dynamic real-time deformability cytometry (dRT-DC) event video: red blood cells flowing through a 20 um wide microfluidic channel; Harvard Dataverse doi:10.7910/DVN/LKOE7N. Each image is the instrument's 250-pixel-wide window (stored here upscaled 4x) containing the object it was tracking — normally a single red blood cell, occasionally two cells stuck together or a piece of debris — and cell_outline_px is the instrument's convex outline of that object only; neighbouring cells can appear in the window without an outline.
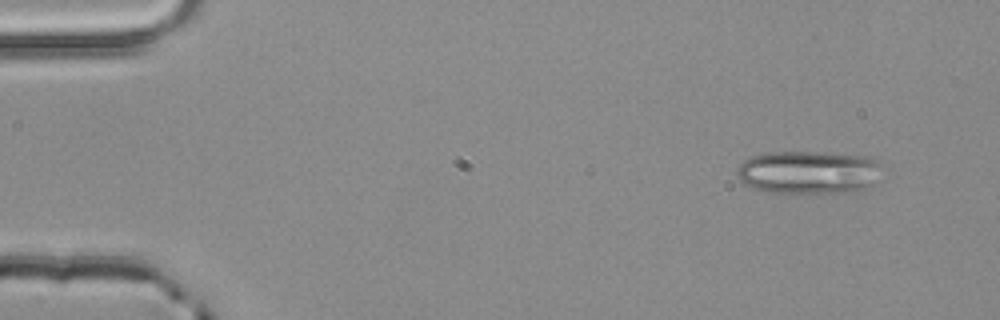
{"species": "common noctule bat (a hibernating species)", "species_latin": "Nyctalus noctula", "temperature_condition": "room temperature", "stored_images_in_passage": 4, "camera_frame_rate_fps": 3000, "um_per_image_px": 0.085, "animal": {"sex": "male", "body_mass_g": 20.4}, "frame": {"image": 1, "passage_image": 1, "time_ms": 0.0, "image_size_px": [1000, 320], "cell_outline_px": [[884, 180], [864, 188], [844, 192], [768, 192], [752, 188], [744, 184], [740, 180], [736, 172], [736, 168], [744, 160], [752, 156], [772, 152], [824, 152], [868, 156], [884, 164]], "centroid_in_image_um": [68.83, 14.63], "position_along_channel_um": 16.2, "area_um2": 37.11}}